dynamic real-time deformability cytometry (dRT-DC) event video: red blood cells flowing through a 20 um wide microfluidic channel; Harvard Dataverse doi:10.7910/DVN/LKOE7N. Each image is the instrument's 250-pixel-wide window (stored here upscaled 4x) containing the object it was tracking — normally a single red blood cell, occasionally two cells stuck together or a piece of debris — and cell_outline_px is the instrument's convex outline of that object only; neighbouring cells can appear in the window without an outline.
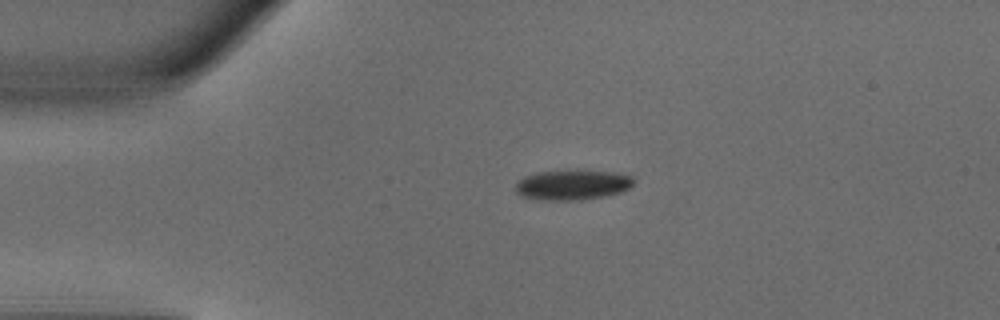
{"species": "common noctule bat (a hibernating species)", "species_latin": "Nyctalus noctula", "temperature_condition": "warm", "stored_images_in_passage": 40, "camera_frame_rate_fps": 3000, "um_per_image_px": 0.085, "animal": {"sex": "male", "body_mass_g": 18.8}, "frame": {"image": 1, "passage_image": 1, "time_ms": 0.0, "image_size_px": [1000, 320], "cell_outline_px": [[636, 180], [628, 188], [620, 192], [604, 196], [580, 200], [536, 200], [520, 196], [516, 192], [516, 184], [524, 176], [540, 172], [576, 168], [612, 172], [632, 176]], "centroid_in_image_um": [48.65, 15.69], "position_along_channel_um": 36.4, "area_um2": 21.21}}
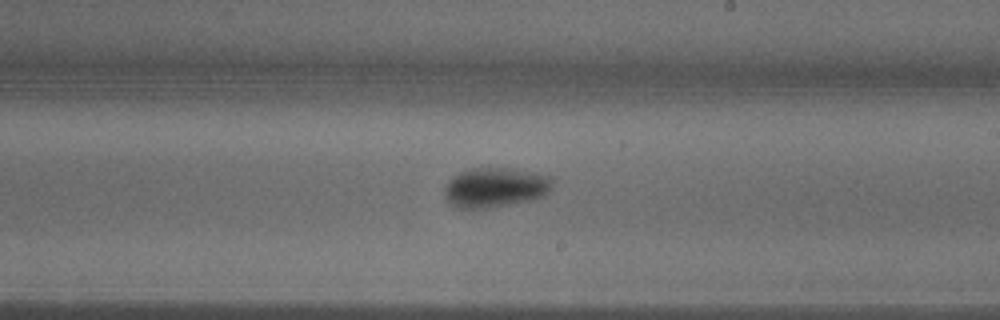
{"frame": {"image": 2, "passage_image": 19, "time_ms": 6.0, "image_size_px": [1000, 320], "cell_outline_px": [[556, 180], [552, 188], [544, 196], [536, 200], [492, 208], [456, 208], [448, 204], [444, 196], [444, 188], [448, 180], [452, 176], [460, 172], [472, 168], [508, 168], [552, 176]], "centroid_in_image_um": [42.12, 15.95], "position_along_channel_um": 246.9, "area_um2": 25.72}}
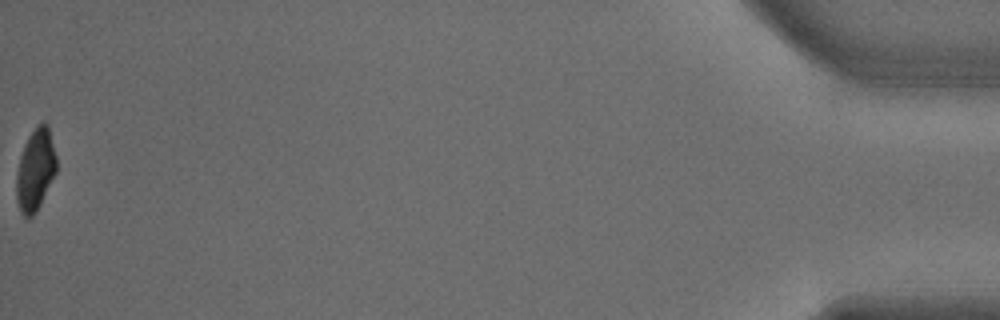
{"frame": {"image": 3, "passage_image": 40, "time_ms": 13.0, "image_size_px": [1000, 320], "cell_outline_px": [[56, 172], [36, 212], [28, 220], [20, 212], [16, 200], [16, 172], [20, 156], [24, 144], [28, 136], [36, 124], [44, 120], [48, 124], [56, 156]], "centroid_in_image_um": [2.99, 14.41], "position_along_channel_um": 432.2, "area_um2": 19.36}, "authors_computed_cell_mechanics": {"area_um2": 22.3397, "velocity_mm_per_s": 4.0659, "shape_relaxation_time_tau1_ms": 3.4873, "shape_relaxation_time_tau2_ms": null, "deformation_change_tau1": 0.1309, "deformation_change_tau2": null}}